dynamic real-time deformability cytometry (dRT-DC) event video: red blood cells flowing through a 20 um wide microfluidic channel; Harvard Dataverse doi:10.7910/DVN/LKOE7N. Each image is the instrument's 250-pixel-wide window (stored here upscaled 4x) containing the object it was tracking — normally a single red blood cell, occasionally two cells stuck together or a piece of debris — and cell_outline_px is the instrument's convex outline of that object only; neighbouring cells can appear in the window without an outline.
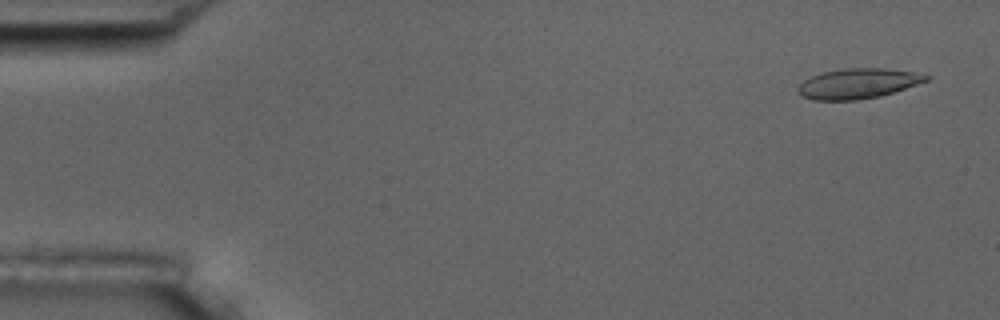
{"species": "common noctule bat (a hibernating species)", "species_latin": "Nyctalus noctula", "temperature_condition": "room temperature", "stored_images_in_passage": 55, "camera_frame_rate_fps": 3000, "um_per_image_px": 0.085, "animal": {"sex": "male", "body_mass_g": 17.5, "forearm_length_mm": 52.3}, "frame": {"image": 1, "passage_image": 3, "time_ms": 0.667, "image_size_px": [1000, 320], "cell_outline_px": [[932, 76], [928, 80], [880, 96], [856, 100], [812, 100], [800, 96], [796, 88], [804, 80], [812, 76], [824, 72], [844, 68], [884, 68], [912, 72]], "centroid_in_image_um": [72.87, 7.1], "position_along_channel_um": 12.1, "area_um2": 22.31}}
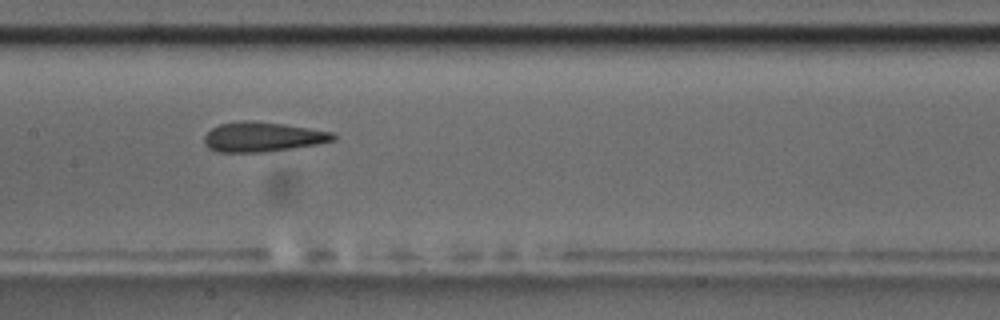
{"frame": {"image": 2, "passage_image": 27, "time_ms": 8.667, "image_size_px": [1000, 320], "cell_outline_px": [[336, 140], [316, 144], [292, 148], [264, 152], [216, 152], [208, 148], [204, 144], [204, 136], [212, 128], [220, 124], [240, 120], [248, 120], [284, 124], [332, 132], [336, 136]], "centroid_in_image_um": [22.28, 11.64], "position_along_channel_um": 185.1, "area_um2": 22.31}}
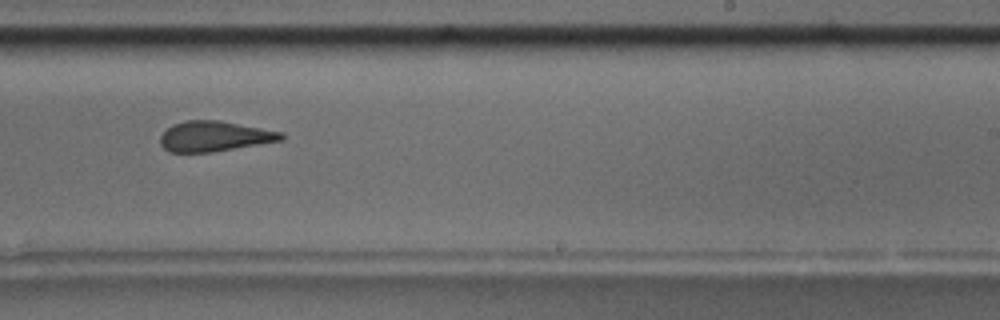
{"frame": {"image": 3, "passage_image": 34, "time_ms": 11.0, "image_size_px": [1000, 320], "cell_outline_px": [[284, 140], [212, 152], [168, 152], [160, 144], [160, 136], [172, 124], [188, 120], [220, 120], [284, 132]], "centroid_in_image_um": [18.24, 11.58], "position_along_channel_um": 270.8, "area_um2": 21.44}, "authors_computed_cell_mechanics": {"area_um2": 22.3108, "velocity_mm_per_s": 3.6866, "shape_relaxation_time_tau1_ms": null, "shape_relaxation_time_tau2_ms": 2.125, "deformation_change_tau1": null, "deformation_change_tau2": 0.1208}}